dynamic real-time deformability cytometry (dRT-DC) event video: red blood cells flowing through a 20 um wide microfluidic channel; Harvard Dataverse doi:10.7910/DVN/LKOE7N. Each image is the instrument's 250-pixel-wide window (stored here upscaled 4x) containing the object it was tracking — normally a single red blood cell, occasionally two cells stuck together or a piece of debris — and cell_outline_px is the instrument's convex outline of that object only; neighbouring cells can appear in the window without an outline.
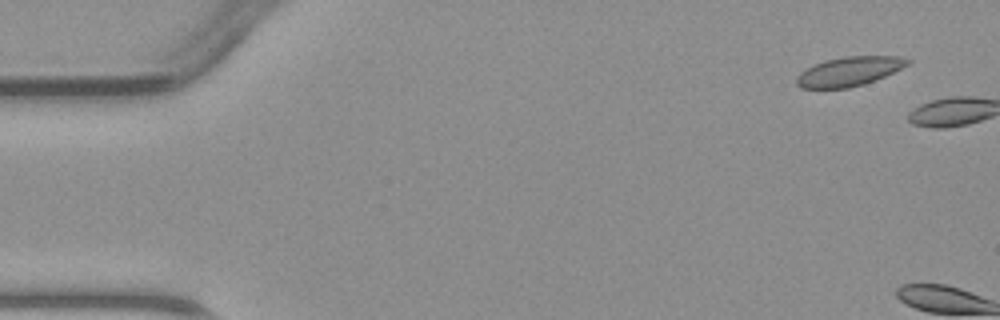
{"species": "common noctule bat (a hibernating species)", "species_latin": "Nyctalus noctula", "temperature_condition": "warm", "stored_images_in_passage": 4, "camera_frame_rate_fps": 3000, "um_per_image_px": 0.085, "animal": {"sex": "male", "body_mass_g": 23.1, "forearm_length_mm": 52.7}, "frame": {"image": 1, "passage_image": 1, "time_ms": 0.0, "image_size_px": [1000, 320], "cell_outline_px": [[912, 60], [908, 64], [876, 80], [864, 84], [848, 88], [800, 88], [796, 84], [796, 76], [800, 72], [816, 64], [828, 60], [844, 56], [900, 56]], "centroid_in_image_um": [72.17, 6.07], "position_along_channel_um": 12.8, "area_um2": 18.73}}